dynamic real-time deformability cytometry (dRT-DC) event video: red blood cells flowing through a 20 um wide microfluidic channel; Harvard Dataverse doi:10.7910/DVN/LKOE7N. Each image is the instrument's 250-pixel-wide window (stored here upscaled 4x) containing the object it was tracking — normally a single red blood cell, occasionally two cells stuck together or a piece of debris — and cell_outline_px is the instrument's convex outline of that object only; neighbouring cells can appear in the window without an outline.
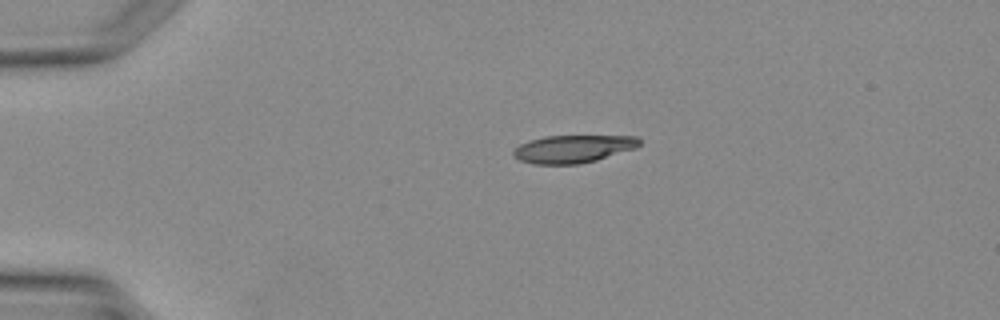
{"species": "Egyptian fruit bat (a non-hibernating species)", "species_latin": "Rousettus aegyptiacus", "temperature_condition": "warm", "stored_images_in_passage": 3, "camera_frame_rate_fps": 3000, "um_per_image_px": 0.085, "animal": {"sex": "female"}, "frame": {"image": 1, "passage_image": 1, "time_ms": 0.0, "image_size_px": [1000, 320], "cell_outline_px": [[640, 144], [636, 148], [596, 160], [576, 164], [532, 164], [520, 160], [512, 156], [512, 152], [520, 144], [528, 140], [544, 136], [640, 136]], "centroid_in_image_um": [48.7, 12.65], "position_along_channel_um": 36.3, "area_um2": 20.4}}
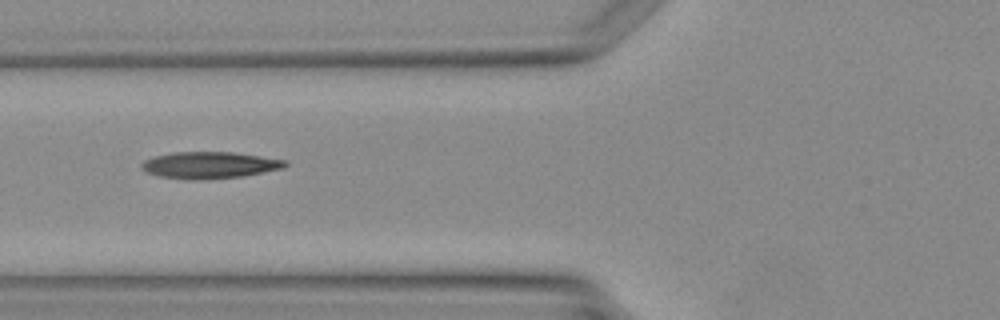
{"frame": {"image": 2, "passage_image": 3, "time_ms": 2.333, "image_size_px": [1000, 320], "cell_outline_px": [[288, 164], [284, 168], [244, 176], [204, 180], [184, 180], [160, 176], [148, 172], [140, 168], [140, 164], [144, 160], [156, 156], [172, 152], [232, 152], [288, 160]], "centroid_in_image_um": [17.82, 14.04], "position_along_channel_um": 108.0, "area_um2": 22.54}}